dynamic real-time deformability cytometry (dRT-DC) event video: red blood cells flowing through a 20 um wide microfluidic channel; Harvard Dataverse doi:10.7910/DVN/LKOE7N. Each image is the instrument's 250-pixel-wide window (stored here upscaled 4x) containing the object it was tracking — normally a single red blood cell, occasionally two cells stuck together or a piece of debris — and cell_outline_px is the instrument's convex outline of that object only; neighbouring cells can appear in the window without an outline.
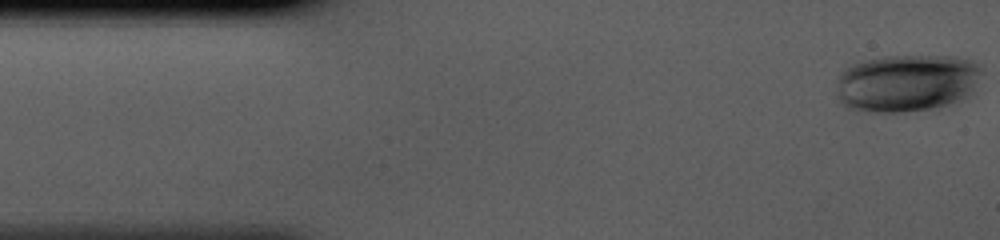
{"species": "human", "species_latin": "Homo sapiens", "temperature_condition": "cold", "stored_images_in_passage": 42, "camera_frame_rate_fps": 3000, "um_per_image_px": 0.085, "donor": {"sex": "male"}, "frame": {"image": 1, "passage_image": 1, "time_ms": 0.0, "image_size_px": [1000, 240], "cell_outline_px": [[980, 72], [972, 92], [968, 96], [960, 100], [936, 108], [904, 112], [868, 112], [848, 108], [840, 104], [836, 96], [836, 80], [840, 72], [844, 68], [852, 64], [864, 60], [880, 56], [956, 56], [972, 60], [980, 64]], "centroid_in_image_um": [77.01, 7.05], "position_along_channel_um": 8.0, "area_um2": 49.48}}
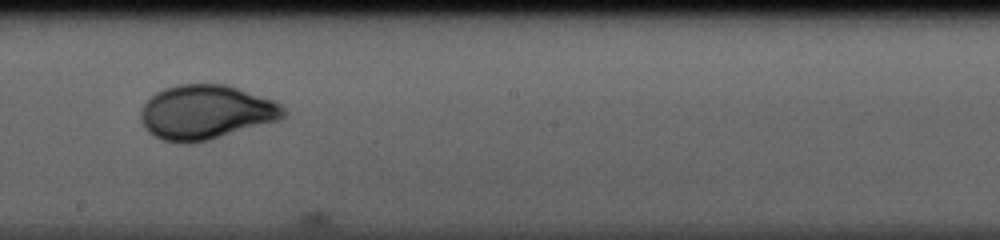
{"frame": {"image": 2, "passage_image": 23, "time_ms": 7.333, "image_size_px": [1000, 240], "cell_outline_px": [[288, 116], [280, 120], [208, 140], [188, 144], [180, 144], [164, 140], [148, 132], [144, 128], [140, 120], [140, 112], [144, 104], [156, 92], [164, 88], [180, 84], [224, 84], [276, 100], [288, 112]], "centroid_in_image_um": [17.53, 9.54], "position_along_channel_um": 230.7, "area_um2": 45.55}}
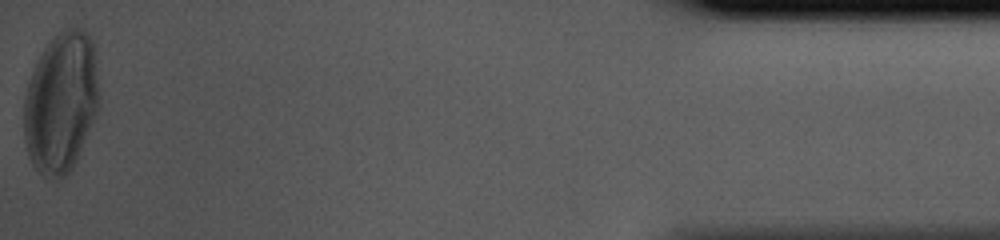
{"frame": {"image": 3, "passage_image": 42, "time_ms": 13.667, "image_size_px": [1000, 240], "cell_outline_px": [[100, 108], [76, 160], [72, 168], [60, 180], [44, 176], [32, 164], [28, 156], [24, 136], [24, 100], [28, 84], [32, 72], [44, 48], [64, 28], [80, 28], [92, 40], [100, 96]], "centroid_in_image_um": [5.2, 8.75], "position_along_channel_um": 430.0, "area_um2": 61.5}}